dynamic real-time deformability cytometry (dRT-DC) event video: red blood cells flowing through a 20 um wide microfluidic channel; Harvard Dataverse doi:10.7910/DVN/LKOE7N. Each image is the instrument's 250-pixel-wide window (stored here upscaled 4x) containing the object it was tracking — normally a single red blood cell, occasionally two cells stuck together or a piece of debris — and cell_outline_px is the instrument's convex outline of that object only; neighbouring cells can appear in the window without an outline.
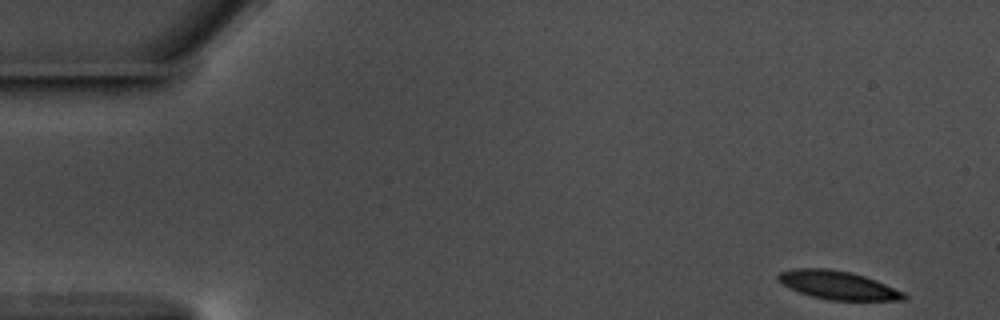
{"species": "common noctule bat (a hibernating species)", "species_latin": "Nyctalus noctula", "temperature_condition": "warm", "stored_images_in_passage": 55, "camera_frame_rate_fps": 3000, "um_per_image_px": 0.085, "animal": {"sex": "male", "body_mass_g": 17.5, "forearm_length_mm": 52.3}, "frame": {"image": 1, "passage_image": 1, "time_ms": 0.0, "image_size_px": [1000, 320], "cell_outline_px": [[908, 296], [904, 300], [828, 300], [812, 296], [788, 288], [776, 280], [776, 276], [780, 272], [792, 268], [828, 268], [852, 272], [876, 280], [904, 292]], "centroid_in_image_um": [71.19, 24.23], "position_along_channel_um": 13.8, "area_um2": 20.98}}
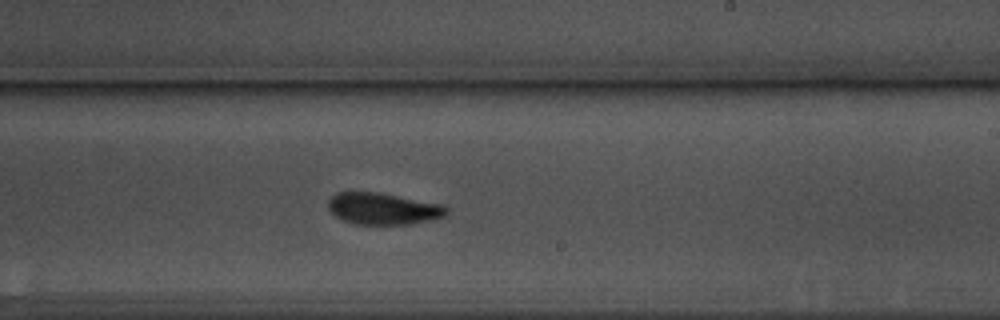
{"frame": {"image": 2, "passage_image": 32, "time_ms": 10.333, "image_size_px": [1000, 320], "cell_outline_px": [[448, 212], [444, 216], [432, 220], [408, 224], [356, 224], [344, 220], [336, 216], [328, 208], [328, 200], [336, 192], [376, 192], [444, 204], [448, 208]], "centroid_in_image_um": [32.58, 17.73], "position_along_channel_um": 256.4, "area_um2": 21.79}}
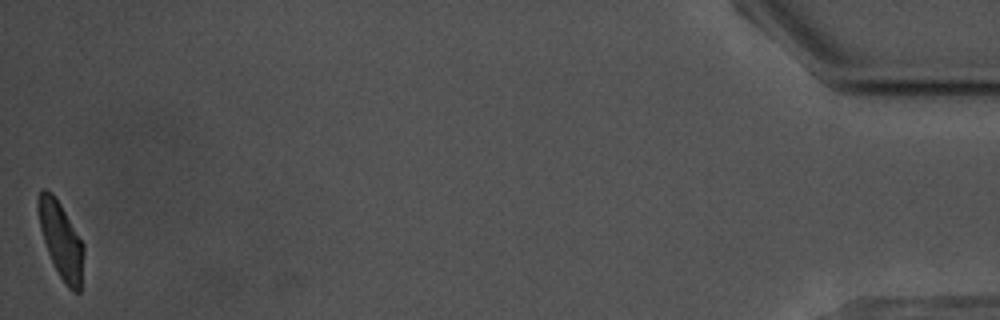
{"frame": {"image": 3, "passage_image": 55, "time_ms": 18.0, "image_size_px": [1000, 320], "cell_outline_px": [[84, 252], [80, 292], [72, 292], [68, 288], [60, 276], [48, 252], [40, 228], [36, 208], [36, 200], [40, 192], [44, 188], [52, 192], [60, 204], [84, 244]], "centroid_in_image_um": [5.18, 20.39], "position_along_channel_um": 430.0, "area_um2": 20.06}, "authors_computed_cell_mechanics": {"area_um2": 22.0218, "velocity_mm_per_s": 3.541, "shape_relaxation_time_tau1_ms": 3.2012, "shape_relaxation_time_tau2_ms": 1.781, "deformation_change_tau1": 0.1176, "deformation_change_tau2": 0.0661}}